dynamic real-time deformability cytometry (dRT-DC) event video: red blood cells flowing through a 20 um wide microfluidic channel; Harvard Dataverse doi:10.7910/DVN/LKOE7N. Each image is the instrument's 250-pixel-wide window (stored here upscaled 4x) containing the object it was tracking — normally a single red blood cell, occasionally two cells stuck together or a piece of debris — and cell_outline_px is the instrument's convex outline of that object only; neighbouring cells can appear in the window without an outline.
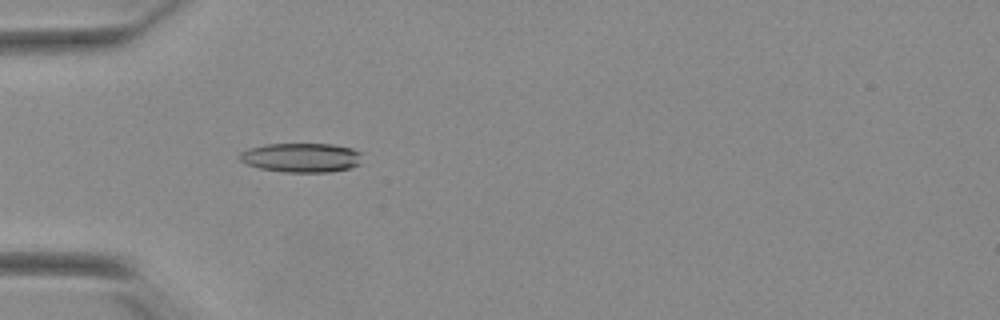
{"species": "Egyptian fruit bat (a non-hibernating species)", "species_latin": "Rousettus aegyptiacus", "temperature_condition": "warm", "stored_images_in_passage": 54, "camera_frame_rate_fps": 3000, "um_per_image_px": 0.085, "animal": {"sex": "female"}, "frame": {"image": 1, "passage_image": 18, "time_ms": 5.667, "image_size_px": [1000, 320], "cell_outline_px": [[360, 164], [348, 168], [328, 172], [284, 172], [260, 168], [244, 164], [236, 156], [240, 152], [248, 148], [264, 144], [332, 144], [352, 148], [360, 152]], "centroid_in_image_um": [25.55, 13.39], "position_along_channel_um": 59.5, "area_um2": 21.04}}
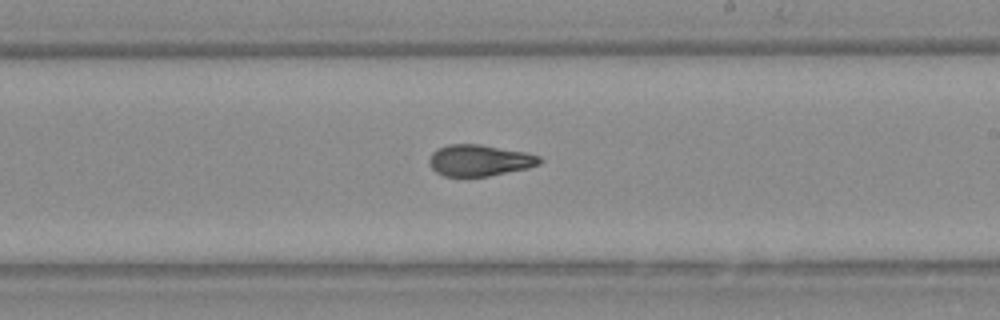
{"frame": {"image": 2, "passage_image": 33, "time_ms": 10.667, "image_size_px": [1000, 320], "cell_outline_px": [[544, 160], [540, 164], [528, 168], [488, 176], [444, 176], [436, 172], [428, 164], [428, 160], [432, 152], [436, 148], [448, 144], [480, 144], [524, 152], [540, 156]], "centroid_in_image_um": [40.74, 13.62], "position_along_channel_um": 248.3, "area_um2": 20.29}}
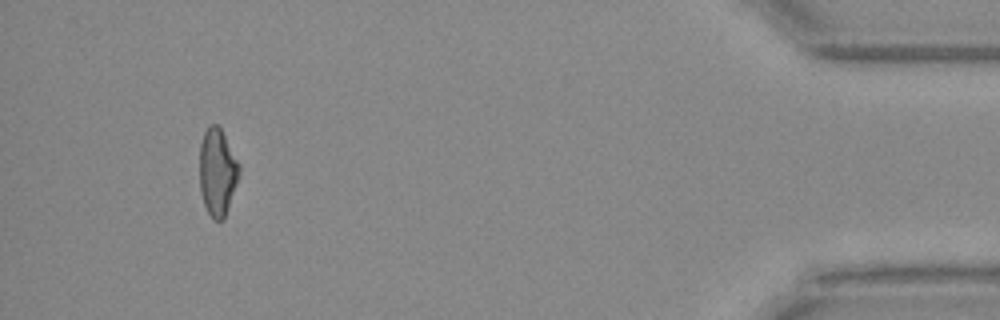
{"frame": {"image": 3, "passage_image": 51, "time_ms": 16.667, "image_size_px": [1000, 320], "cell_outline_px": [[240, 172], [224, 220], [212, 220], [204, 204], [200, 192], [200, 144], [204, 132], [212, 124], [216, 124], [220, 128], [240, 164]], "centroid_in_image_um": [18.48, 14.65], "position_along_channel_um": 416.7, "area_um2": 20.0}, "authors_computed_cell_mechanics": {"area_um2": 20.519, "velocity_mm_per_s": 3.8877, "shape_relaxation_time_tau1_ms": null, "shape_relaxation_time_tau2_ms": 2.5211, "deformation_change_tau1": null, "deformation_change_tau2": 0.1042}}